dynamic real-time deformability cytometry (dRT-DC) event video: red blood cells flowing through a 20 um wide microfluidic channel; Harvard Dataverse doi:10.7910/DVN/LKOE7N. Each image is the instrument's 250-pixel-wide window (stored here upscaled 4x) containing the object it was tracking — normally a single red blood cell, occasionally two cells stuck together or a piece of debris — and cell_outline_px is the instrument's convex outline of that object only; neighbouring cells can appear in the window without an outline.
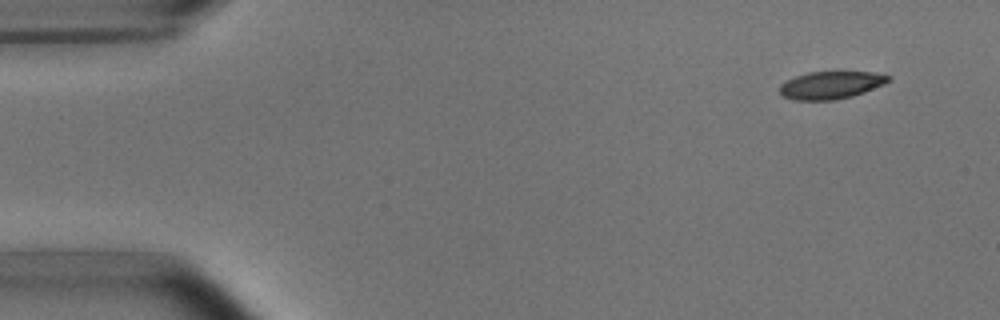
{"species": "common noctule bat (a hibernating species)", "species_latin": "Nyctalus noctula", "temperature_condition": "room temperature", "stored_images_in_passage": 4, "camera_frame_rate_fps": 3000, "um_per_image_px": 0.085, "animal": {"sex": "male", "body_mass_g": 15.6}, "frame": {"image": 1, "passage_image": 1, "time_ms": 0.0, "image_size_px": [1000, 320], "cell_outline_px": [[892, 80], [884, 84], [864, 92], [852, 96], [832, 100], [792, 100], [780, 96], [780, 84], [796, 76], [808, 72], [876, 72], [892, 76]], "centroid_in_image_um": [70.64, 7.23], "position_along_channel_um": 14.4, "area_um2": 17.57}}
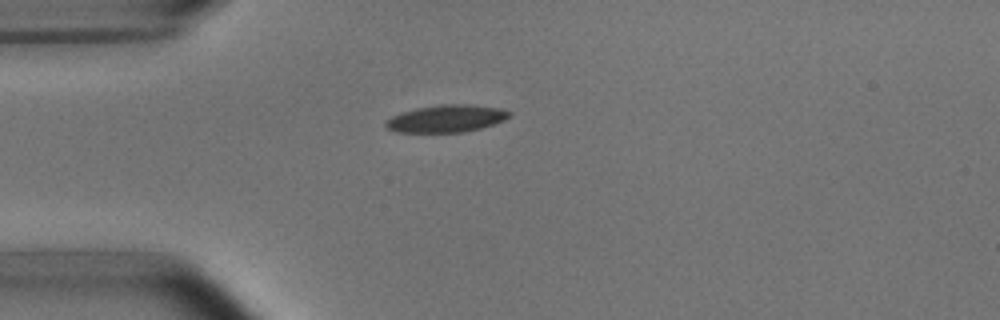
{"frame": {"image": 2, "passage_image": 4, "time_ms": 3.333, "image_size_px": [1000, 320], "cell_outline_px": [[512, 116], [504, 120], [480, 128], [464, 132], [396, 132], [388, 128], [384, 124], [384, 120], [392, 116], [416, 108], [440, 104], [468, 104], [500, 108], [512, 112]], "centroid_in_image_um": [37.95, 10.07], "position_along_channel_um": 47.0, "area_um2": 19.65}}